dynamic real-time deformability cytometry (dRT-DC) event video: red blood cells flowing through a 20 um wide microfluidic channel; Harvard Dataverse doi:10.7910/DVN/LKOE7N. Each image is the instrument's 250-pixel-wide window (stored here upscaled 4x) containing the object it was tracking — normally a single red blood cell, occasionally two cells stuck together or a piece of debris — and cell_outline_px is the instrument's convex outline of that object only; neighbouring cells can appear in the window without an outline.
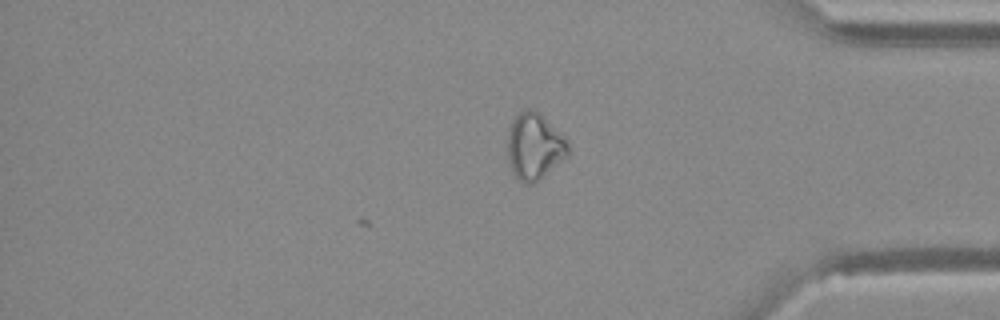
{"species": "Egyptian fruit bat (a non-hibernating species)", "species_latin": "Rousettus aegyptiacus", "temperature_condition": "warm", "stored_images_in_passage": 33, "camera_frame_rate_fps": 3000, "um_per_image_px": 0.085, "animal": {"sex": "female"}, "frame": {"image": 1, "passage_image": 33, "time_ms": 10.667, "image_size_px": [1000, 320], "cell_outline_px": [[568, 156], [532, 184], [524, 184], [516, 180], [508, 164], [508, 132], [512, 120], [520, 112], [528, 108], [532, 108], [540, 112], [568, 144]], "centroid_in_image_um": [45.37, 12.46], "position_along_channel_um": 389.8, "area_um2": 23.24}}